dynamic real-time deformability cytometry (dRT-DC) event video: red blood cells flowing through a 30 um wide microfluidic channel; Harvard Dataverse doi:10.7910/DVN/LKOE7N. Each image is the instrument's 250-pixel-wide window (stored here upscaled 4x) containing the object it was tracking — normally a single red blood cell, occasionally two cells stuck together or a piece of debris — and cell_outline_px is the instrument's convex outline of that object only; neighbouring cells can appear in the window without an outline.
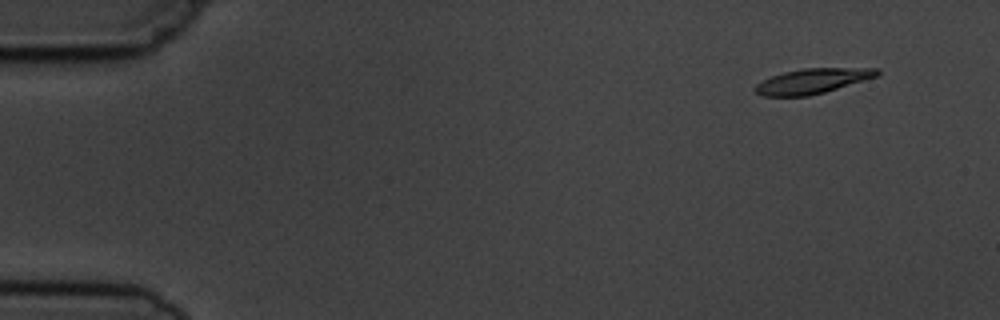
{"species": "common noctule bat (a hibernating species)", "species_latin": "Nyctalus noctula", "temperature_condition": "cold", "stored_images_in_passage": 6, "camera_frame_rate_fps": 3000, "um_per_image_px": 0.085, "animal": {"sex": "male", "body_mass_g": 19.5, "forearm_length_mm": 54.6}, "frame": {"image": 1, "passage_image": 1, "time_ms": 0.0, "image_size_px": [1000, 320], "cell_outline_px": [[880, 76], [824, 92], [808, 96], [764, 96], [756, 92], [752, 88], [756, 84], [772, 76], [784, 72], [804, 68], [876, 68], [880, 72]], "centroid_in_image_um": [69.08, 6.89], "position_along_channel_um": 15.9, "area_um2": 17.74}}
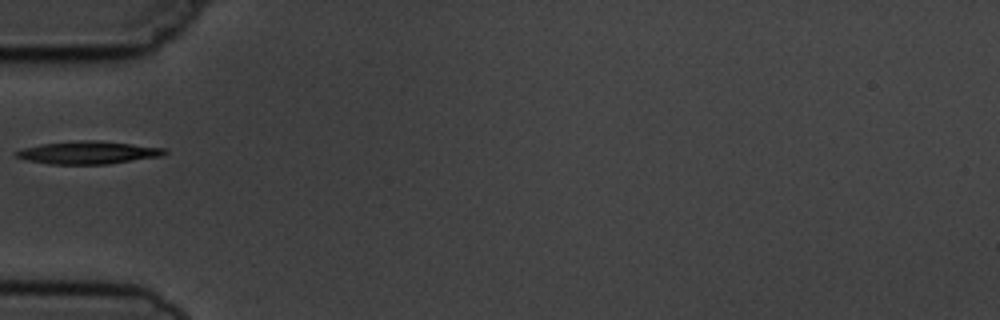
{"frame": {"image": 2, "passage_image": 5, "time_ms": 4.667, "image_size_px": [1000, 320], "cell_outline_px": [[168, 152], [164, 156], [108, 164], [48, 164], [28, 160], [16, 156], [12, 152], [24, 148], [40, 144], [80, 140], [100, 140], [164, 148]], "centroid_in_image_um": [7.51, 12.97], "position_along_channel_um": 77.5, "area_um2": 19.77}}
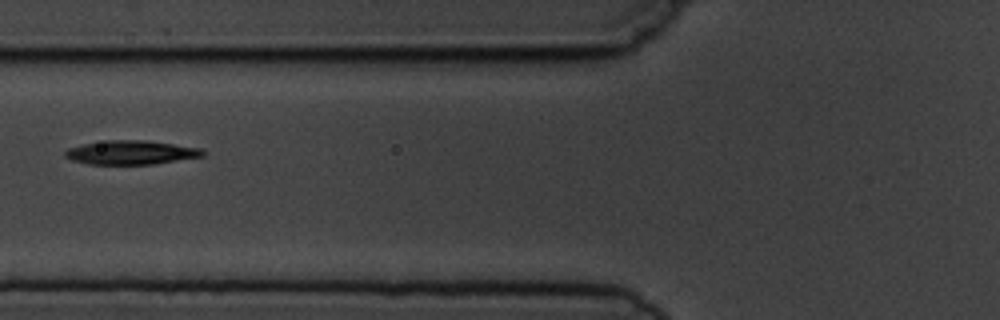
{"frame": {"image": 3, "passage_image": 6, "time_ms": 5.667, "image_size_px": [1000, 320], "cell_outline_px": [[204, 156], [152, 164], [88, 164], [72, 160], [64, 156], [64, 152], [68, 148], [84, 144], [108, 140], [144, 140], [204, 148]], "centroid_in_image_um": [11.15, 12.96], "position_along_channel_um": 114.7, "area_um2": 19.13}}